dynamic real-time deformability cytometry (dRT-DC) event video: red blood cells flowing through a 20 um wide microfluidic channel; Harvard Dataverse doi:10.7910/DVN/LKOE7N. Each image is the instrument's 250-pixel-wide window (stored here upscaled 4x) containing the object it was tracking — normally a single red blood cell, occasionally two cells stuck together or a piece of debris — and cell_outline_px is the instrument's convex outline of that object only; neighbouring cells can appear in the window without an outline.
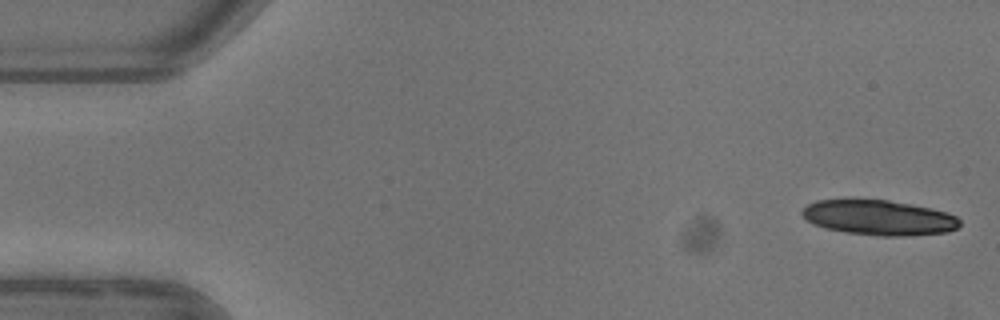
{"species": "common noctule bat (a hibernating species)", "species_latin": "Nyctalus noctula", "temperature_condition": "warm", "stored_images_in_passage": 4, "camera_frame_rate_fps": 3000, "um_per_image_px": 0.085, "animal": {"sex": "female"}, "frame": {"image": 1, "passage_image": 1, "time_ms": 0.0, "image_size_px": [1000, 320], "cell_outline_px": [[960, 224], [956, 228], [948, 232], [904, 236], [880, 236], [844, 232], [824, 228], [812, 224], [800, 212], [808, 204], [816, 200], [888, 200], [912, 204], [932, 208], [948, 212], [956, 216], [960, 220]], "centroid_in_image_um": [74.72, 18.5], "position_along_channel_um": 10.3, "area_um2": 32.25}}